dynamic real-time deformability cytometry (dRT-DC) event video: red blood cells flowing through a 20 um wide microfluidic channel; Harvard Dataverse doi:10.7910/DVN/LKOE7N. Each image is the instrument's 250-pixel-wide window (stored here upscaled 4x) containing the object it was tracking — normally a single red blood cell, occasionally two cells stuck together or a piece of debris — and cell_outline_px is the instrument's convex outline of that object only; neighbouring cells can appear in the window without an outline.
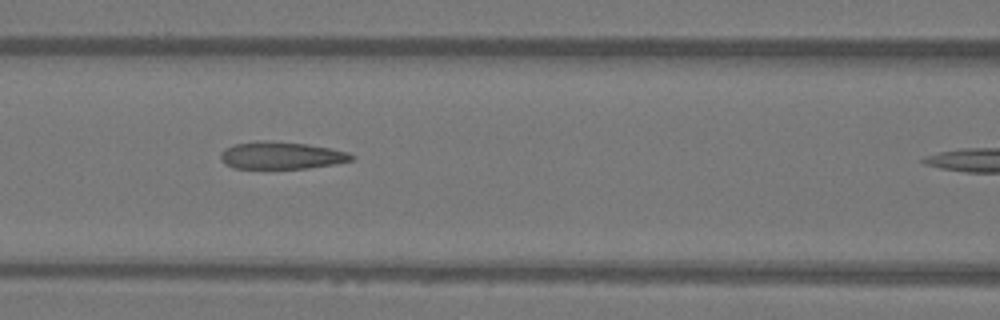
{"species": "Egyptian fruit bat (a non-hibernating species)", "species_latin": "Rousettus aegyptiacus", "temperature_condition": "warm", "stored_images_in_passage": 7, "camera_frame_rate_fps": 3000, "um_per_image_px": 0.085, "animal": {"sex": "female"}, "frame": {"image": 1, "passage_image": 6, "time_ms": 1.667, "image_size_px": [1000, 320], "cell_outline_px": [[356, 156], [352, 160], [336, 164], [308, 168], [232, 168], [224, 164], [220, 160], [220, 152], [224, 148], [232, 144], [256, 140], [264, 140], [308, 144], [348, 152]], "centroid_in_image_um": [23.86, 13.2], "position_along_channel_um": 142.7, "area_um2": 21.1}}